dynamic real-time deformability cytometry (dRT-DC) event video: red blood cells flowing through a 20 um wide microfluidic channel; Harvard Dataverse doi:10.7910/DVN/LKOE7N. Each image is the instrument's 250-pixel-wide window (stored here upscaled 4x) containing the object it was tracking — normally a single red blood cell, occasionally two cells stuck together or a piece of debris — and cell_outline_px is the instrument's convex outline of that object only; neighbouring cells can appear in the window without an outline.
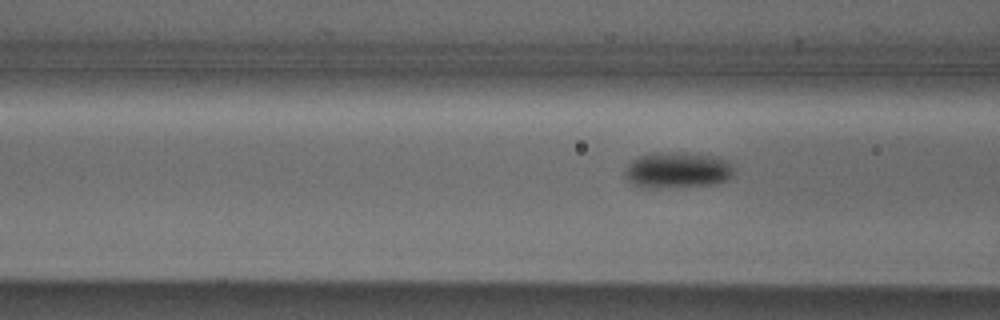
{"species": "Egyptian fruit bat (a non-hibernating species)", "species_latin": "Rousettus aegyptiacus", "temperature_condition": "cold", "stored_images_in_passage": 6, "camera_frame_rate_fps": 3000, "um_per_image_px": 0.085, "animal": {"sex": "male"}, "frame": {"image": 1, "passage_image": 6, "time_ms": 1.667, "image_size_px": [1000, 320], "cell_outline_px": [[732, 176], [728, 180], [716, 184], [652, 188], [636, 184], [628, 180], [624, 172], [624, 168], [632, 160], [640, 156], [652, 152], [684, 152], [716, 156], [728, 160], [732, 168]], "centroid_in_image_um": [57.6, 14.43], "position_along_channel_um": 109.0, "area_um2": 22.89}}